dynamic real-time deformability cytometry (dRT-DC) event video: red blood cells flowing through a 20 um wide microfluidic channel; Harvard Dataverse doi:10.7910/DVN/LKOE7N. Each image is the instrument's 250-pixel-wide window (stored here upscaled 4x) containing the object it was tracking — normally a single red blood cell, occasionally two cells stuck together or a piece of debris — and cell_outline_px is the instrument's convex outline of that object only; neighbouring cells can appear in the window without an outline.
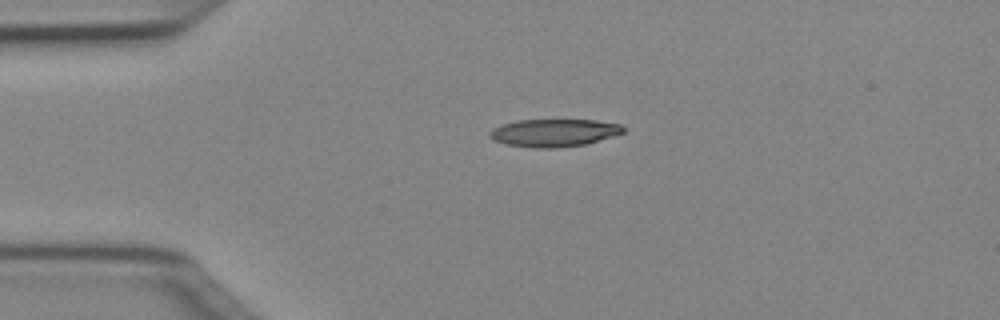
{"species": "Egyptian fruit bat (a non-hibernating species)", "species_latin": "Rousettus aegyptiacus", "temperature_condition": "cold", "stored_images_in_passage": 40, "camera_frame_rate_fps": 3000, "um_per_image_px": 0.085, "animal": {"sex": "female"}, "frame": {"image": 1, "passage_image": 1, "time_ms": 0.0, "image_size_px": [1000, 320], "cell_outline_px": [[624, 132], [612, 136], [584, 144], [556, 148], [532, 148], [504, 144], [492, 140], [488, 136], [488, 132], [492, 128], [500, 124], [516, 120], [596, 120], [620, 124], [624, 128]], "centroid_in_image_um": [47.0, 11.28], "position_along_channel_um": 38.0, "area_um2": 21.68}}
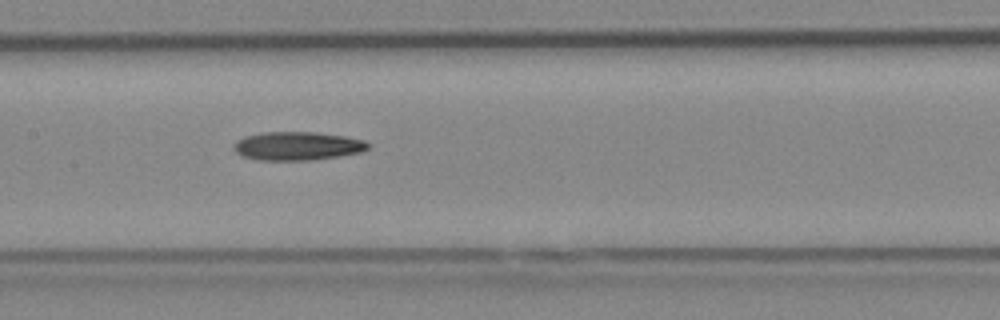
{"frame": {"image": 2, "passage_image": 14, "time_ms": 4.333, "image_size_px": [1000, 320], "cell_outline_px": [[368, 148], [360, 152], [340, 156], [312, 160], [256, 160], [240, 156], [232, 148], [232, 144], [236, 140], [244, 136], [264, 132], [316, 132], [344, 136], [364, 140], [368, 144]], "centroid_in_image_um": [25.21, 12.41], "position_along_channel_um": 182.2, "area_um2": 22.48}}
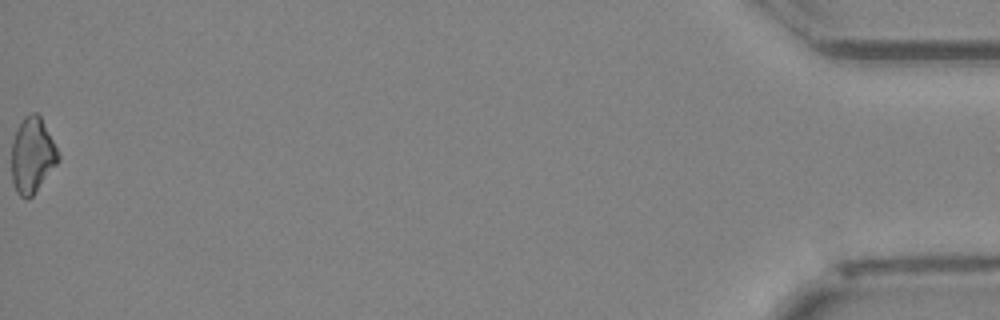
{"frame": {"image": 3, "passage_image": 40, "time_ms": 13.0, "image_size_px": [1000, 320], "cell_outline_px": [[60, 160], [32, 196], [28, 200], [20, 196], [16, 192], [12, 184], [12, 140], [24, 116], [32, 112], [36, 112], [40, 116], [60, 156]], "centroid_in_image_um": [2.73, 13.23], "position_along_channel_um": 432.5, "area_um2": 20.35}, "authors_computed_cell_mechanics": {"area_um2": 21.5305, "velocity_mm_per_s": 4.0506, "shape_relaxation_time_tau1_ms": 5.8133, "shape_relaxation_time_tau2_ms": null, "deformation_change_tau1": 0.1494, "deformation_change_tau2": null}}